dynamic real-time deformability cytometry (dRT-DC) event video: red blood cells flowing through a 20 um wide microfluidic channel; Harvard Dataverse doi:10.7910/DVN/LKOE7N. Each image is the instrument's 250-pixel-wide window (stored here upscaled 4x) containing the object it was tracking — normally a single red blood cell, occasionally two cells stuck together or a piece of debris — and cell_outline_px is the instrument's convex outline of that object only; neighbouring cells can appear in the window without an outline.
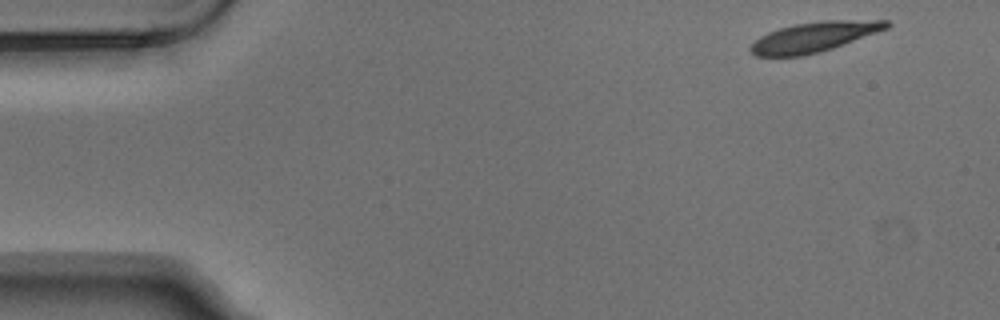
{"species": "Egyptian fruit bat (a non-hibernating species)", "species_latin": "Rousettus aegyptiacus", "temperature_condition": "warm", "stored_images_in_passage": 3, "camera_frame_rate_fps": 3000, "um_per_image_px": 0.085, "animal": {"sex": "male"}, "frame": {"image": 1, "passage_image": 1, "time_ms": 0.0, "image_size_px": [1000, 320], "cell_outline_px": [[892, 24], [888, 28], [832, 48], [820, 52], [804, 56], [756, 56], [748, 48], [760, 36], [768, 32], [792, 24], [824, 20], [888, 20]], "centroid_in_image_um": [69.19, 3.13], "position_along_channel_um": 15.8, "area_um2": 23.7}}
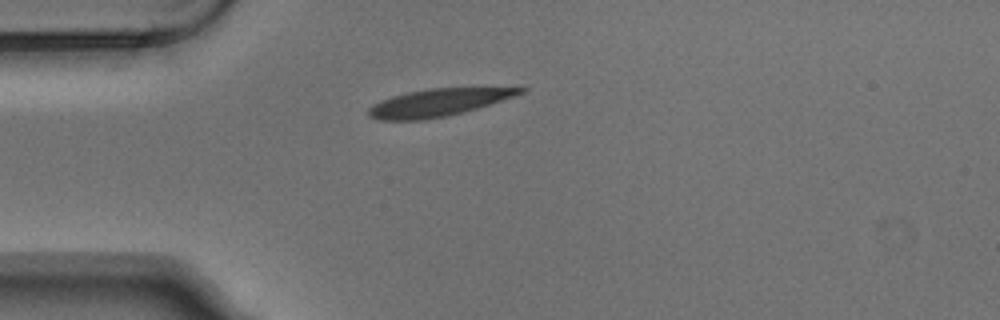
{"frame": {"image": 2, "passage_image": 3, "time_ms": 0.667, "image_size_px": [1000, 320], "cell_outline_px": [[528, 88], [524, 92], [464, 112], [424, 120], [380, 120], [368, 116], [368, 108], [372, 104], [380, 100], [392, 96], [408, 92], [428, 88], [520, 84]], "centroid_in_image_um": [37.41, 8.65], "position_along_channel_um": 47.6, "area_um2": 25.26}}